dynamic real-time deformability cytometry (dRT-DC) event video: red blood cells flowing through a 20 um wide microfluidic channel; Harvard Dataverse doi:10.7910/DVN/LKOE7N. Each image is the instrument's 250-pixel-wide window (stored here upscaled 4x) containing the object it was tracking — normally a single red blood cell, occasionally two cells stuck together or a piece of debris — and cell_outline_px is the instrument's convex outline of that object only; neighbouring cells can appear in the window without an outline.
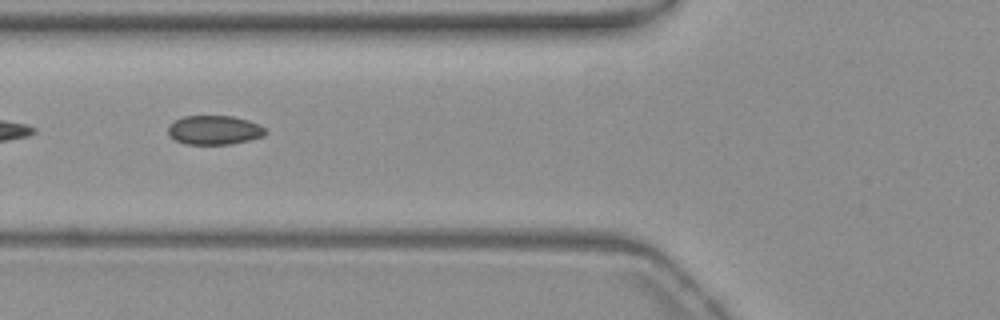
{"species": "common noctule bat (a hibernating species)", "species_latin": "Nyctalus noctula", "temperature_condition": "warm", "stored_images_in_passage": 11, "camera_frame_rate_fps": 3000, "um_per_image_px": 0.085, "animal": {"sex": "female", "body_mass_g": 19.3, "forearm_length_mm": 54.1}, "frame": {"image": 1, "passage_image": 5, "time_ms": 1.333, "image_size_px": [1000, 320], "cell_outline_px": [[268, 132], [264, 136], [232, 144], [184, 144], [168, 136], [168, 128], [176, 120], [184, 116], [232, 116], [248, 120], [260, 124]], "centroid_in_image_um": [18.24, 11.06], "position_along_channel_um": 107.6, "area_um2": 16.53}}